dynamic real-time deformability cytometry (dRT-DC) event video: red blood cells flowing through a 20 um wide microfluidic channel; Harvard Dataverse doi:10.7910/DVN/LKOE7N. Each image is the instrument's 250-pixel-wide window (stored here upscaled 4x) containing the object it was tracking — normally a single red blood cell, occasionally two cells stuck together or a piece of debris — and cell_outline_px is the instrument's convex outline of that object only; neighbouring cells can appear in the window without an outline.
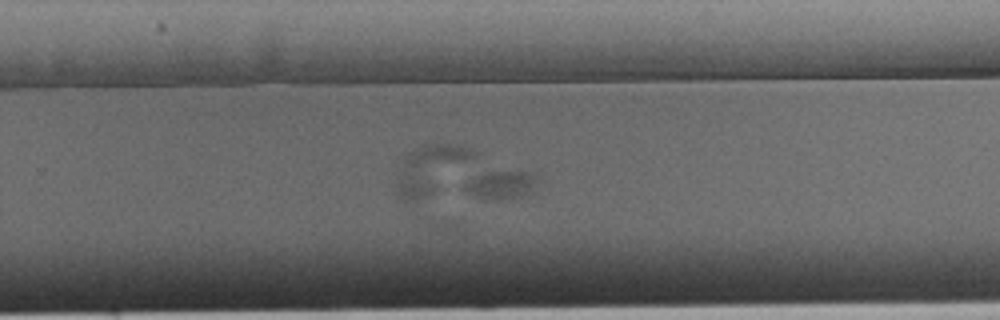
{"species": "Egyptian fruit bat (a non-hibernating species)", "species_latin": "Rousettus aegyptiacus", "temperature_condition": "warm", "stored_images_in_passage": 48, "segment_of_instrument_passage": [2, 2], "camera_frame_rate_fps": 3000, "um_per_image_px": 0.085, "animal": {"sex": "male"}, "frame": {"image": 1, "passage_image": 28, "time_ms": 9.0, "image_size_px": [1000, 320], "cell_outline_px": [[536, 188], [532, 192], [500, 200], [484, 200], [476, 196], [464, 188], [476, 176], [488, 172], [532, 172], [536, 176]], "centroid_in_image_um": [42.67, 15.73], "position_along_channel_um": 287.1, "area_um2": 11.44}}
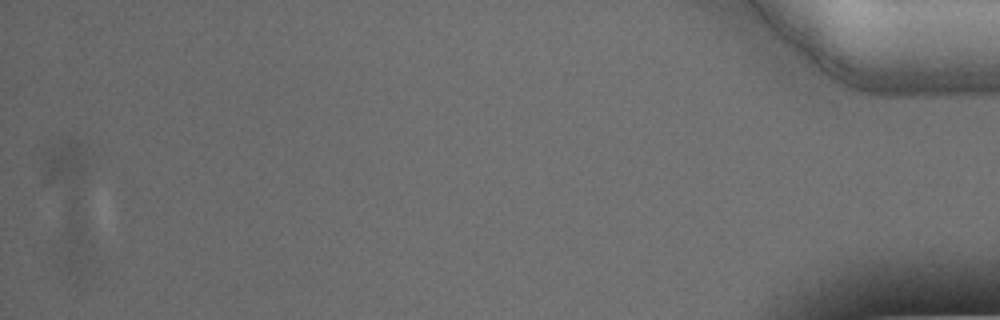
{"frame": {"image": 2, "passage_image": 48, "time_ms": 15.667, "image_size_px": [1000, 320], "cell_outline_px": [[100, 264], [96, 268], [80, 276], [68, 276], [60, 264], [60, 232], [68, 196], [80, 196]], "centroid_in_image_um": [6.53, 20.45], "position_along_channel_um": 428.7, "area_um2": 16.07}}